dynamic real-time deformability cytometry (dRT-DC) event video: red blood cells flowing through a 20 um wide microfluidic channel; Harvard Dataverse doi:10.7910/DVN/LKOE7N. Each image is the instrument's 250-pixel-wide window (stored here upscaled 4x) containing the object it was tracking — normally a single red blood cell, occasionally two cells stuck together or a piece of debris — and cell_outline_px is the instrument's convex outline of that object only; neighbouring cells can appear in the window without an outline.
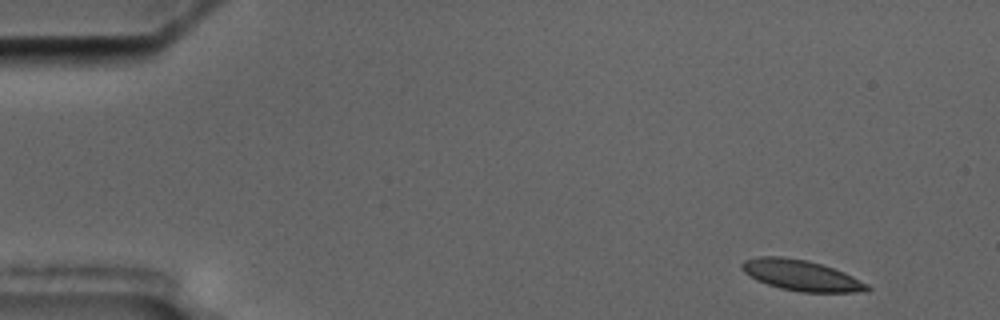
{"species": "common noctule bat (a hibernating species)", "species_latin": "Nyctalus noctula", "temperature_condition": "cold", "stored_images_in_passage": 4, "camera_frame_rate_fps": 3000, "um_per_image_px": 0.085, "animal": {"sex": "male", "body_mass_g": 17.5, "forearm_length_mm": 52.3}, "frame": {"image": 1, "passage_image": 1, "time_ms": 0.0, "image_size_px": [1000, 320], "cell_outline_px": [[872, 288], [868, 292], [800, 292], [780, 288], [756, 280], [744, 272], [740, 268], [740, 264], [744, 260], [760, 256], [780, 256], [808, 260], [844, 272], [868, 284]], "centroid_in_image_um": [68.1, 23.41], "position_along_channel_um": 16.9, "area_um2": 22.48}}